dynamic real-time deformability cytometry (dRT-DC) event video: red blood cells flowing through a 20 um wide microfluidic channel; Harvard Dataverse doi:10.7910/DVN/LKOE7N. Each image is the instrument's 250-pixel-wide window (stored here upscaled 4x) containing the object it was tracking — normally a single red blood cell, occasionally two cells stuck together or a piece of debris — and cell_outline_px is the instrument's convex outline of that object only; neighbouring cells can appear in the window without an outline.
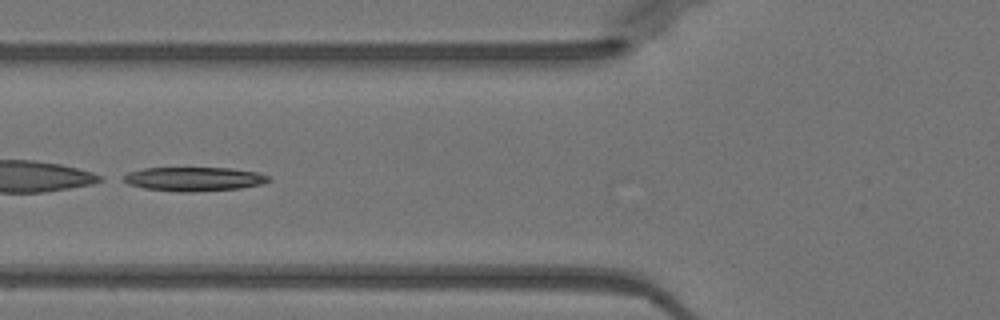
{"species": "Egyptian fruit bat (a non-hibernating species)", "species_latin": "Rousettus aegyptiacus", "temperature_condition": "warm", "stored_images_in_passage": 17, "camera_frame_rate_fps": 3000, "um_per_image_px": 0.085, "animal": {"sex": "female"}, "frame": {"image": 1, "passage_image": 6, "time_ms": 1.667, "image_size_px": [1000, 320], "cell_outline_px": [[272, 180], [264, 184], [240, 188], [192, 192], [180, 192], [144, 188], [128, 184], [120, 180], [128, 172], [144, 168], [228, 168], [256, 172], [268, 176]], "centroid_in_image_um": [16.47, 15.22], "position_along_channel_um": 109.3, "area_um2": 20.35}}